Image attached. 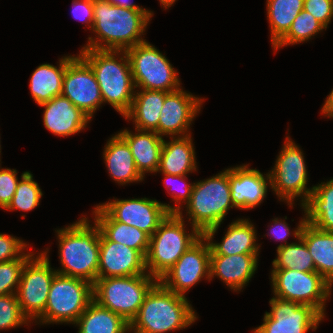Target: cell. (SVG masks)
Wrapping results in <instances>:
<instances>
[{
    "mask_svg": "<svg viewBox=\"0 0 333 333\" xmlns=\"http://www.w3.org/2000/svg\"><path fill=\"white\" fill-rule=\"evenodd\" d=\"M93 15L92 31L98 38L89 37L83 49L126 51L145 42L141 36L153 13L145 8H126L107 0H93Z\"/></svg>",
    "mask_w": 333,
    "mask_h": 333,
    "instance_id": "obj_1",
    "label": "cell"
},
{
    "mask_svg": "<svg viewBox=\"0 0 333 333\" xmlns=\"http://www.w3.org/2000/svg\"><path fill=\"white\" fill-rule=\"evenodd\" d=\"M87 218L59 229V254L62 269L58 274L80 278L94 284L98 279L100 258V228Z\"/></svg>",
    "mask_w": 333,
    "mask_h": 333,
    "instance_id": "obj_2",
    "label": "cell"
},
{
    "mask_svg": "<svg viewBox=\"0 0 333 333\" xmlns=\"http://www.w3.org/2000/svg\"><path fill=\"white\" fill-rule=\"evenodd\" d=\"M197 316L187 298L157 281L146 294L137 316L130 323L134 333H165L186 328Z\"/></svg>",
    "mask_w": 333,
    "mask_h": 333,
    "instance_id": "obj_3",
    "label": "cell"
},
{
    "mask_svg": "<svg viewBox=\"0 0 333 333\" xmlns=\"http://www.w3.org/2000/svg\"><path fill=\"white\" fill-rule=\"evenodd\" d=\"M118 53L123 55L119 61L115 57ZM79 55L91 66L103 102H108L124 116L131 107L135 93L126 51L81 49Z\"/></svg>",
    "mask_w": 333,
    "mask_h": 333,
    "instance_id": "obj_4",
    "label": "cell"
},
{
    "mask_svg": "<svg viewBox=\"0 0 333 333\" xmlns=\"http://www.w3.org/2000/svg\"><path fill=\"white\" fill-rule=\"evenodd\" d=\"M189 220L206 239H212L227 211L233 208L229 186V168L209 179L193 183L186 204Z\"/></svg>",
    "mask_w": 333,
    "mask_h": 333,
    "instance_id": "obj_5",
    "label": "cell"
},
{
    "mask_svg": "<svg viewBox=\"0 0 333 333\" xmlns=\"http://www.w3.org/2000/svg\"><path fill=\"white\" fill-rule=\"evenodd\" d=\"M183 219L181 211L168 214L150 237L145 267L147 273L157 280L202 236L194 226L192 233L188 234Z\"/></svg>",
    "mask_w": 333,
    "mask_h": 333,
    "instance_id": "obj_6",
    "label": "cell"
},
{
    "mask_svg": "<svg viewBox=\"0 0 333 333\" xmlns=\"http://www.w3.org/2000/svg\"><path fill=\"white\" fill-rule=\"evenodd\" d=\"M157 281L149 274L98 278L93 284V300L131 323Z\"/></svg>",
    "mask_w": 333,
    "mask_h": 333,
    "instance_id": "obj_7",
    "label": "cell"
},
{
    "mask_svg": "<svg viewBox=\"0 0 333 333\" xmlns=\"http://www.w3.org/2000/svg\"><path fill=\"white\" fill-rule=\"evenodd\" d=\"M93 300V284L56 273L50 286L48 300L40 323H72Z\"/></svg>",
    "mask_w": 333,
    "mask_h": 333,
    "instance_id": "obj_8",
    "label": "cell"
},
{
    "mask_svg": "<svg viewBox=\"0 0 333 333\" xmlns=\"http://www.w3.org/2000/svg\"><path fill=\"white\" fill-rule=\"evenodd\" d=\"M271 280L275 297L311 306L324 318L325 301L332 285L319 273L273 269Z\"/></svg>",
    "mask_w": 333,
    "mask_h": 333,
    "instance_id": "obj_9",
    "label": "cell"
},
{
    "mask_svg": "<svg viewBox=\"0 0 333 333\" xmlns=\"http://www.w3.org/2000/svg\"><path fill=\"white\" fill-rule=\"evenodd\" d=\"M135 88L173 92L180 89L177 72L168 59L147 41L126 50Z\"/></svg>",
    "mask_w": 333,
    "mask_h": 333,
    "instance_id": "obj_10",
    "label": "cell"
},
{
    "mask_svg": "<svg viewBox=\"0 0 333 333\" xmlns=\"http://www.w3.org/2000/svg\"><path fill=\"white\" fill-rule=\"evenodd\" d=\"M269 175L271 188L289 206L300 196L304 197L301 198L303 205L313 192V187L306 188L308 178L302 150L288 136Z\"/></svg>",
    "mask_w": 333,
    "mask_h": 333,
    "instance_id": "obj_11",
    "label": "cell"
},
{
    "mask_svg": "<svg viewBox=\"0 0 333 333\" xmlns=\"http://www.w3.org/2000/svg\"><path fill=\"white\" fill-rule=\"evenodd\" d=\"M48 251L31 257L25 264L16 296L22 314L27 319H38L44 312L50 286L56 270L51 269Z\"/></svg>",
    "mask_w": 333,
    "mask_h": 333,
    "instance_id": "obj_12",
    "label": "cell"
},
{
    "mask_svg": "<svg viewBox=\"0 0 333 333\" xmlns=\"http://www.w3.org/2000/svg\"><path fill=\"white\" fill-rule=\"evenodd\" d=\"M100 206L115 220L144 231L150 237L168 214H178L182 206H170L148 198L110 201Z\"/></svg>",
    "mask_w": 333,
    "mask_h": 333,
    "instance_id": "obj_13",
    "label": "cell"
},
{
    "mask_svg": "<svg viewBox=\"0 0 333 333\" xmlns=\"http://www.w3.org/2000/svg\"><path fill=\"white\" fill-rule=\"evenodd\" d=\"M210 255L209 243L202 235L158 281L172 292L185 297L186 291L201 278L211 279Z\"/></svg>",
    "mask_w": 333,
    "mask_h": 333,
    "instance_id": "obj_14",
    "label": "cell"
},
{
    "mask_svg": "<svg viewBox=\"0 0 333 333\" xmlns=\"http://www.w3.org/2000/svg\"><path fill=\"white\" fill-rule=\"evenodd\" d=\"M271 311L264 315V323L254 333H307L317 329L323 317L311 306L293 301L271 298Z\"/></svg>",
    "mask_w": 333,
    "mask_h": 333,
    "instance_id": "obj_15",
    "label": "cell"
},
{
    "mask_svg": "<svg viewBox=\"0 0 333 333\" xmlns=\"http://www.w3.org/2000/svg\"><path fill=\"white\" fill-rule=\"evenodd\" d=\"M62 95L90 118L103 103L96 76L80 55L74 57L66 66Z\"/></svg>",
    "mask_w": 333,
    "mask_h": 333,
    "instance_id": "obj_16",
    "label": "cell"
},
{
    "mask_svg": "<svg viewBox=\"0 0 333 333\" xmlns=\"http://www.w3.org/2000/svg\"><path fill=\"white\" fill-rule=\"evenodd\" d=\"M203 100L186 93L181 88L173 92H165V101L160 112L158 135L181 134V137L189 136L188 130L196 113L201 109ZM187 133V134H186Z\"/></svg>",
    "mask_w": 333,
    "mask_h": 333,
    "instance_id": "obj_17",
    "label": "cell"
},
{
    "mask_svg": "<svg viewBox=\"0 0 333 333\" xmlns=\"http://www.w3.org/2000/svg\"><path fill=\"white\" fill-rule=\"evenodd\" d=\"M145 272V258L137 250L109 241L100 232L98 278L147 274Z\"/></svg>",
    "mask_w": 333,
    "mask_h": 333,
    "instance_id": "obj_18",
    "label": "cell"
},
{
    "mask_svg": "<svg viewBox=\"0 0 333 333\" xmlns=\"http://www.w3.org/2000/svg\"><path fill=\"white\" fill-rule=\"evenodd\" d=\"M267 180L270 185L269 173L263 176L257 169L248 165L229 168V186L234 207L252 209L263 201L267 192Z\"/></svg>",
    "mask_w": 333,
    "mask_h": 333,
    "instance_id": "obj_19",
    "label": "cell"
},
{
    "mask_svg": "<svg viewBox=\"0 0 333 333\" xmlns=\"http://www.w3.org/2000/svg\"><path fill=\"white\" fill-rule=\"evenodd\" d=\"M39 106L45 107L43 114L45 128L62 137L80 132L91 120L87 114L74 106L62 94Z\"/></svg>",
    "mask_w": 333,
    "mask_h": 333,
    "instance_id": "obj_20",
    "label": "cell"
},
{
    "mask_svg": "<svg viewBox=\"0 0 333 333\" xmlns=\"http://www.w3.org/2000/svg\"><path fill=\"white\" fill-rule=\"evenodd\" d=\"M259 254L210 255V278L219 276L234 291L241 290L252 278Z\"/></svg>",
    "mask_w": 333,
    "mask_h": 333,
    "instance_id": "obj_21",
    "label": "cell"
},
{
    "mask_svg": "<svg viewBox=\"0 0 333 333\" xmlns=\"http://www.w3.org/2000/svg\"><path fill=\"white\" fill-rule=\"evenodd\" d=\"M136 131L133 134L124 129L119 134L130 146L136 168L144 177L146 172H158L164 139L154 131Z\"/></svg>",
    "mask_w": 333,
    "mask_h": 333,
    "instance_id": "obj_22",
    "label": "cell"
},
{
    "mask_svg": "<svg viewBox=\"0 0 333 333\" xmlns=\"http://www.w3.org/2000/svg\"><path fill=\"white\" fill-rule=\"evenodd\" d=\"M93 214L100 232L109 241L128 246L146 257L150 242L148 234L136 227L115 221L100 205L95 207Z\"/></svg>",
    "mask_w": 333,
    "mask_h": 333,
    "instance_id": "obj_23",
    "label": "cell"
},
{
    "mask_svg": "<svg viewBox=\"0 0 333 333\" xmlns=\"http://www.w3.org/2000/svg\"><path fill=\"white\" fill-rule=\"evenodd\" d=\"M103 155L108 171L116 182L124 185L143 180L144 177L136 168L130 146L119 133L107 142Z\"/></svg>",
    "mask_w": 333,
    "mask_h": 333,
    "instance_id": "obj_24",
    "label": "cell"
},
{
    "mask_svg": "<svg viewBox=\"0 0 333 333\" xmlns=\"http://www.w3.org/2000/svg\"><path fill=\"white\" fill-rule=\"evenodd\" d=\"M252 223L247 219H239L231 223L221 243H213L207 239L211 255L259 254L256 232Z\"/></svg>",
    "mask_w": 333,
    "mask_h": 333,
    "instance_id": "obj_25",
    "label": "cell"
},
{
    "mask_svg": "<svg viewBox=\"0 0 333 333\" xmlns=\"http://www.w3.org/2000/svg\"><path fill=\"white\" fill-rule=\"evenodd\" d=\"M314 261L315 270L333 284V232H326L304 223L300 236Z\"/></svg>",
    "mask_w": 333,
    "mask_h": 333,
    "instance_id": "obj_26",
    "label": "cell"
},
{
    "mask_svg": "<svg viewBox=\"0 0 333 333\" xmlns=\"http://www.w3.org/2000/svg\"><path fill=\"white\" fill-rule=\"evenodd\" d=\"M163 140L158 172L162 174L187 175L196 171L195 150L191 135Z\"/></svg>",
    "mask_w": 333,
    "mask_h": 333,
    "instance_id": "obj_27",
    "label": "cell"
},
{
    "mask_svg": "<svg viewBox=\"0 0 333 333\" xmlns=\"http://www.w3.org/2000/svg\"><path fill=\"white\" fill-rule=\"evenodd\" d=\"M135 92L129 111L123 116L134 119L135 129L142 131H156L160 119V112L165 101V92L146 90Z\"/></svg>",
    "mask_w": 333,
    "mask_h": 333,
    "instance_id": "obj_28",
    "label": "cell"
},
{
    "mask_svg": "<svg viewBox=\"0 0 333 333\" xmlns=\"http://www.w3.org/2000/svg\"><path fill=\"white\" fill-rule=\"evenodd\" d=\"M73 58L72 55L60 59L58 68L49 63L42 64L32 73L29 86L31 96L38 105L62 94L66 66Z\"/></svg>",
    "mask_w": 333,
    "mask_h": 333,
    "instance_id": "obj_29",
    "label": "cell"
},
{
    "mask_svg": "<svg viewBox=\"0 0 333 333\" xmlns=\"http://www.w3.org/2000/svg\"><path fill=\"white\" fill-rule=\"evenodd\" d=\"M301 206L307 224L322 231L333 232V179L313 186V192Z\"/></svg>",
    "mask_w": 333,
    "mask_h": 333,
    "instance_id": "obj_30",
    "label": "cell"
},
{
    "mask_svg": "<svg viewBox=\"0 0 333 333\" xmlns=\"http://www.w3.org/2000/svg\"><path fill=\"white\" fill-rule=\"evenodd\" d=\"M74 324L79 326L78 333H126L130 330V323L122 316L102 307L94 300Z\"/></svg>",
    "mask_w": 333,
    "mask_h": 333,
    "instance_id": "obj_31",
    "label": "cell"
},
{
    "mask_svg": "<svg viewBox=\"0 0 333 333\" xmlns=\"http://www.w3.org/2000/svg\"><path fill=\"white\" fill-rule=\"evenodd\" d=\"M305 223V218L300 221L296 230H294V237L298 239L299 243L281 244L277 247V258L273 260V269H289L300 272H316L313 258L305 242L299 237L302 227Z\"/></svg>",
    "mask_w": 333,
    "mask_h": 333,
    "instance_id": "obj_32",
    "label": "cell"
},
{
    "mask_svg": "<svg viewBox=\"0 0 333 333\" xmlns=\"http://www.w3.org/2000/svg\"><path fill=\"white\" fill-rule=\"evenodd\" d=\"M303 9L304 0H267L272 46L288 32L293 20Z\"/></svg>",
    "mask_w": 333,
    "mask_h": 333,
    "instance_id": "obj_33",
    "label": "cell"
},
{
    "mask_svg": "<svg viewBox=\"0 0 333 333\" xmlns=\"http://www.w3.org/2000/svg\"><path fill=\"white\" fill-rule=\"evenodd\" d=\"M326 29L311 13L302 10L288 30V32L273 46L274 50L280 47L305 42L311 39L314 34Z\"/></svg>",
    "mask_w": 333,
    "mask_h": 333,
    "instance_id": "obj_34",
    "label": "cell"
},
{
    "mask_svg": "<svg viewBox=\"0 0 333 333\" xmlns=\"http://www.w3.org/2000/svg\"><path fill=\"white\" fill-rule=\"evenodd\" d=\"M21 177L22 180L18 182L16 192L6 210L31 211L39 205L43 193L38 183L33 180L32 174L28 171Z\"/></svg>",
    "mask_w": 333,
    "mask_h": 333,
    "instance_id": "obj_35",
    "label": "cell"
},
{
    "mask_svg": "<svg viewBox=\"0 0 333 333\" xmlns=\"http://www.w3.org/2000/svg\"><path fill=\"white\" fill-rule=\"evenodd\" d=\"M29 259L19 258L0 263V296L16 294L23 268Z\"/></svg>",
    "mask_w": 333,
    "mask_h": 333,
    "instance_id": "obj_36",
    "label": "cell"
},
{
    "mask_svg": "<svg viewBox=\"0 0 333 333\" xmlns=\"http://www.w3.org/2000/svg\"><path fill=\"white\" fill-rule=\"evenodd\" d=\"M28 320L20 309L16 294L0 296V329L15 328L28 324Z\"/></svg>",
    "mask_w": 333,
    "mask_h": 333,
    "instance_id": "obj_37",
    "label": "cell"
},
{
    "mask_svg": "<svg viewBox=\"0 0 333 333\" xmlns=\"http://www.w3.org/2000/svg\"><path fill=\"white\" fill-rule=\"evenodd\" d=\"M26 246L27 244L22 240L0 233V263L19 258H31L34 253L25 254L22 252Z\"/></svg>",
    "mask_w": 333,
    "mask_h": 333,
    "instance_id": "obj_38",
    "label": "cell"
},
{
    "mask_svg": "<svg viewBox=\"0 0 333 333\" xmlns=\"http://www.w3.org/2000/svg\"><path fill=\"white\" fill-rule=\"evenodd\" d=\"M15 169H0V207L5 209L11 202L18 184Z\"/></svg>",
    "mask_w": 333,
    "mask_h": 333,
    "instance_id": "obj_39",
    "label": "cell"
},
{
    "mask_svg": "<svg viewBox=\"0 0 333 333\" xmlns=\"http://www.w3.org/2000/svg\"><path fill=\"white\" fill-rule=\"evenodd\" d=\"M304 10L311 13L327 29L333 18V0H304Z\"/></svg>",
    "mask_w": 333,
    "mask_h": 333,
    "instance_id": "obj_40",
    "label": "cell"
},
{
    "mask_svg": "<svg viewBox=\"0 0 333 333\" xmlns=\"http://www.w3.org/2000/svg\"><path fill=\"white\" fill-rule=\"evenodd\" d=\"M72 14L75 19L88 23L89 28L93 27V0H73Z\"/></svg>",
    "mask_w": 333,
    "mask_h": 333,
    "instance_id": "obj_41",
    "label": "cell"
},
{
    "mask_svg": "<svg viewBox=\"0 0 333 333\" xmlns=\"http://www.w3.org/2000/svg\"><path fill=\"white\" fill-rule=\"evenodd\" d=\"M164 176H165V178L164 179H166V180H164V182H165V184L167 185V184H169V181H173V182H175L176 180L177 181H181V183H183L182 185H183V187L181 186V188H179V190H178V193H175V191L174 192H172V193H174L173 195H171V196H173V201H175L176 202V204H178V203H180L182 200H184V202H185V204H187L188 202H189V199H190V196H191V191H192V187H193V184H189L188 185V183H184L183 181H185V178H186V176L187 175H172V174H164ZM168 180V181H167ZM176 181V182H177ZM168 182V183H167ZM174 184V183H173ZM170 185V184H169ZM173 186V185H172ZM171 186H167V189H169ZM176 187V186H175ZM177 189H178V187H177ZM176 190V189H175ZM180 191V192H179ZM180 201V202H179Z\"/></svg>",
    "mask_w": 333,
    "mask_h": 333,
    "instance_id": "obj_42",
    "label": "cell"
},
{
    "mask_svg": "<svg viewBox=\"0 0 333 333\" xmlns=\"http://www.w3.org/2000/svg\"><path fill=\"white\" fill-rule=\"evenodd\" d=\"M274 226L271 227L272 235L277 238V240H285L287 236L290 235V228L288 227L287 223L283 220H278V218H275L274 220ZM279 230L281 231L279 233Z\"/></svg>",
    "mask_w": 333,
    "mask_h": 333,
    "instance_id": "obj_43",
    "label": "cell"
},
{
    "mask_svg": "<svg viewBox=\"0 0 333 333\" xmlns=\"http://www.w3.org/2000/svg\"><path fill=\"white\" fill-rule=\"evenodd\" d=\"M322 114H325L327 117H333V89L325 100L322 107Z\"/></svg>",
    "mask_w": 333,
    "mask_h": 333,
    "instance_id": "obj_44",
    "label": "cell"
},
{
    "mask_svg": "<svg viewBox=\"0 0 333 333\" xmlns=\"http://www.w3.org/2000/svg\"><path fill=\"white\" fill-rule=\"evenodd\" d=\"M107 1L110 2L111 4H115V5H118L120 7L141 8L140 6L133 4L128 0H107Z\"/></svg>",
    "mask_w": 333,
    "mask_h": 333,
    "instance_id": "obj_45",
    "label": "cell"
},
{
    "mask_svg": "<svg viewBox=\"0 0 333 333\" xmlns=\"http://www.w3.org/2000/svg\"><path fill=\"white\" fill-rule=\"evenodd\" d=\"M164 8H169L176 0H159Z\"/></svg>",
    "mask_w": 333,
    "mask_h": 333,
    "instance_id": "obj_46",
    "label": "cell"
}]
</instances>
